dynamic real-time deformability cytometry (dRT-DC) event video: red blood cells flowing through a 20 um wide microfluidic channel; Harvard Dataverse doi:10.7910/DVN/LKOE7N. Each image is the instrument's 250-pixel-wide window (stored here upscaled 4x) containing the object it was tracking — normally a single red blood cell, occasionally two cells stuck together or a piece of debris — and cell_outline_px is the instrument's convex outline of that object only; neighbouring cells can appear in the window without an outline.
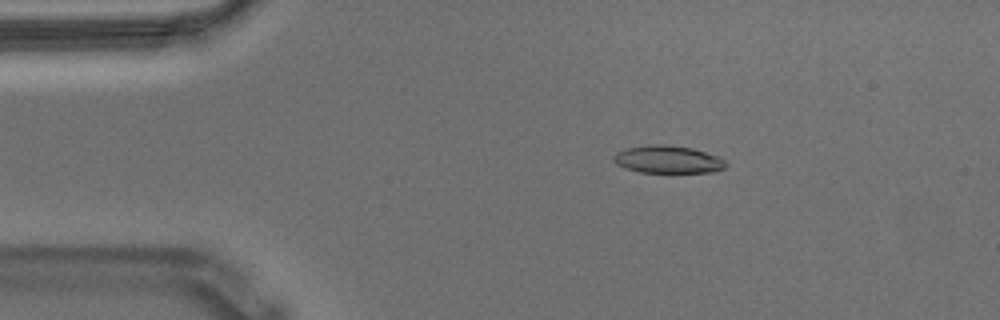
{"species": "Egyptian fruit bat (a non-hibernating species)", "species_latin": "Rousettus aegyptiacus", "temperature_condition": "warm", "stored_images_in_passage": 56, "camera_frame_rate_fps": 3000, "um_per_image_px": 0.085, "animal": {"sex": "male"}, "frame": {"image": 1, "passage_image": 10, "time_ms": 3.0, "image_size_px": [1000, 320], "cell_outline_px": [[728, 164], [724, 168], [716, 172], [640, 172], [624, 168], [616, 164], [612, 160], [612, 156], [616, 152], [624, 148], [648, 144], [668, 144], [692, 148], [716, 156], [724, 160]], "centroid_in_image_um": [56.72, 13.54], "position_along_channel_um": 28.3, "area_um2": 18.26}}
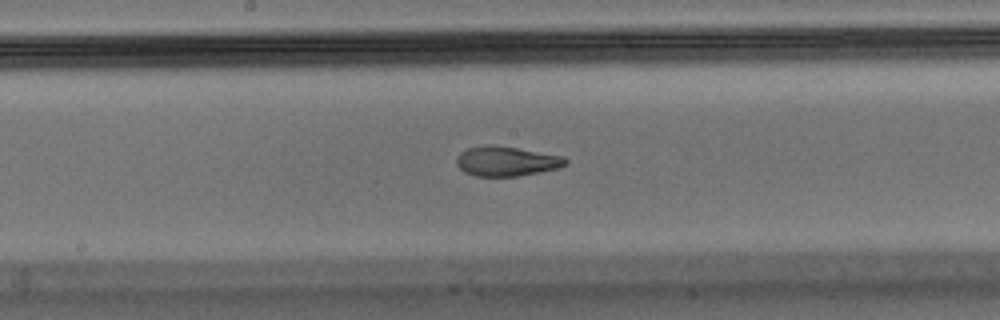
{"frame": {"image": 2, "passage_image": 29, "time_ms": 9.333, "image_size_px": [1000, 320], "cell_outline_px": [[568, 164], [560, 168], [516, 176], [476, 176], [464, 172], [456, 164], [456, 156], [460, 152], [468, 148], [492, 144], [496, 144], [564, 156], [568, 160]], "centroid_in_image_um": [43.06, 13.69], "position_along_channel_um": 205.1, "area_um2": 19.07}}
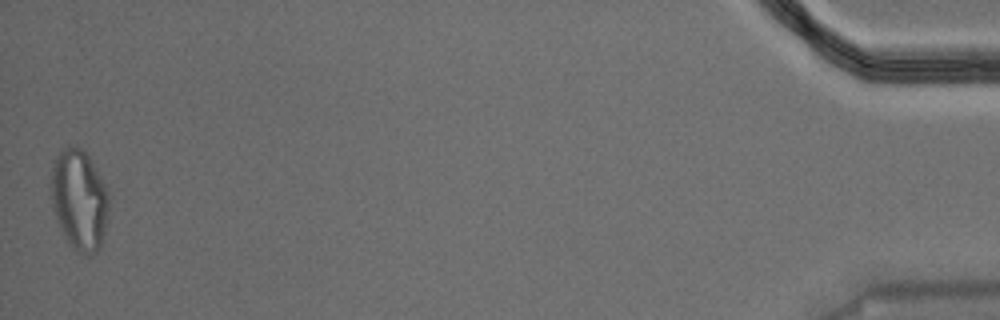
{"frame": {"image": 3, "passage_image": 56, "time_ms": 18.333, "image_size_px": [1000, 320], "cell_outline_px": [[108, 220], [100, 248], [96, 252], [88, 256], [76, 252], [68, 244], [56, 220], [52, 208], [52, 164], [56, 156], [64, 148], [80, 148], [88, 156], [100, 176], [108, 192]], "centroid_in_image_um": [6.74, 17.07], "position_along_channel_um": 428.5, "area_um2": 33.76}, "authors_computed_cell_mechanics": {"area_um2": 19.1896, "velocity_mm_per_s": 3.5657, "shape_relaxation_time_tau1_ms": null, "shape_relaxation_time_tau2_ms": 1.647, "deformation_change_tau1": null, "deformation_change_tau2": 0.0859}}